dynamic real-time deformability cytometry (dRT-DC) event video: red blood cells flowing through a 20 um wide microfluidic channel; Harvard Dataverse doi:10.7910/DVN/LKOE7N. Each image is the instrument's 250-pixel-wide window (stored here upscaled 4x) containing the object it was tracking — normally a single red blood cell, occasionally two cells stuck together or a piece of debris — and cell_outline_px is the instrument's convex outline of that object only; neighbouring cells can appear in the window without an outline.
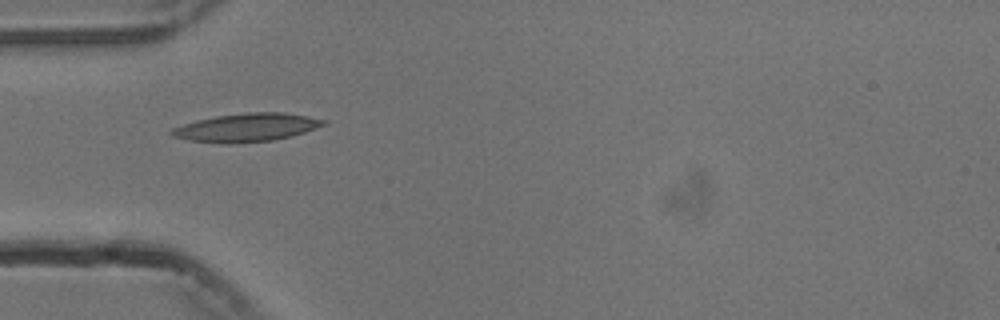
{"species": "common noctule bat (a hibernating species)", "species_latin": "Nyctalus noctula", "temperature_condition": "cold", "stored_images_in_passage": 5, "camera_frame_rate_fps": 3000, "um_per_image_px": 0.085, "animal": {"sex": "male", "body_mass_g": 13.3}, "frame": {"image": 1, "passage_image": 1, "time_ms": 0.0, "image_size_px": [1000, 320], "cell_outline_px": [[328, 124], [292, 136], [272, 140], [228, 144], [188, 140], [172, 136], [168, 132], [172, 128], [196, 120], [216, 116], [248, 112], [284, 112], [308, 116], [328, 120]], "centroid_in_image_um": [20.98, 10.83], "position_along_channel_um": 64.0, "area_um2": 25.14}}